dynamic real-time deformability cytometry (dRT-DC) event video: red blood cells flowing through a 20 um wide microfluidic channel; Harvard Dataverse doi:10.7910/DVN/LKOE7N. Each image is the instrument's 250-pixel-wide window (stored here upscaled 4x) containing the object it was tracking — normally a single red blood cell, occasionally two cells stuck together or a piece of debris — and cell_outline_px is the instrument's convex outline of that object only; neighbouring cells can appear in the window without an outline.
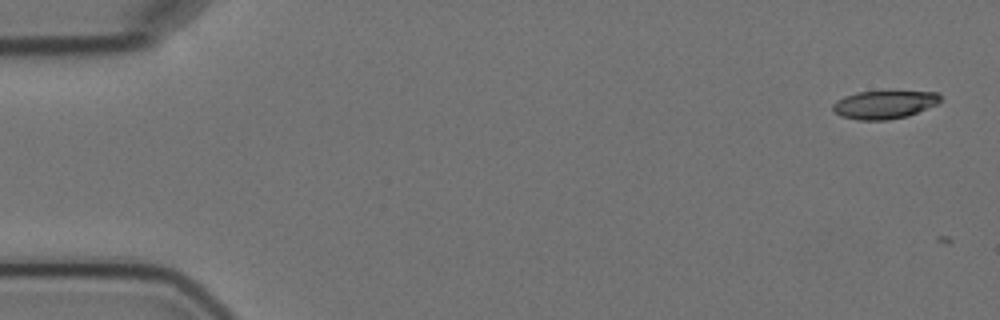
{"species": "Egyptian fruit bat (a non-hibernating species)", "species_latin": "Rousettus aegyptiacus", "temperature_condition": "cold", "stored_images_in_passage": 4, "camera_frame_rate_fps": 3000, "um_per_image_px": 0.085, "animal": {"sex": "female"}, "frame": {"image": 1, "passage_image": 1, "time_ms": 0.0, "image_size_px": [1000, 320], "cell_outline_px": [[940, 104], [908, 116], [888, 120], [856, 120], [840, 116], [832, 108], [832, 104], [836, 100], [844, 96], [856, 92], [940, 92]], "centroid_in_image_um": [75.17, 8.9], "position_along_channel_um": 9.8, "area_um2": 17.74}}
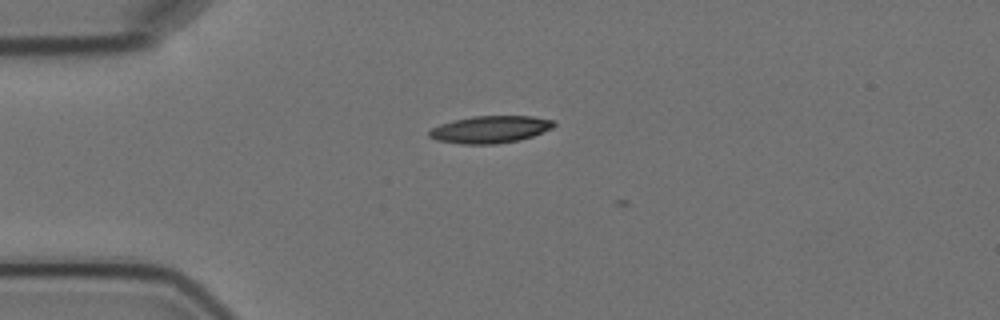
{"frame": {"image": 2, "passage_image": 4, "time_ms": 4.0, "image_size_px": [1000, 320], "cell_outline_px": [[556, 124], [552, 128], [532, 136], [520, 140], [496, 144], [460, 144], [436, 140], [428, 136], [428, 132], [432, 128], [440, 124], [472, 116], [532, 116], [556, 120]], "centroid_in_image_um": [41.68, 11.0], "position_along_channel_um": 43.3, "area_um2": 19.83}}